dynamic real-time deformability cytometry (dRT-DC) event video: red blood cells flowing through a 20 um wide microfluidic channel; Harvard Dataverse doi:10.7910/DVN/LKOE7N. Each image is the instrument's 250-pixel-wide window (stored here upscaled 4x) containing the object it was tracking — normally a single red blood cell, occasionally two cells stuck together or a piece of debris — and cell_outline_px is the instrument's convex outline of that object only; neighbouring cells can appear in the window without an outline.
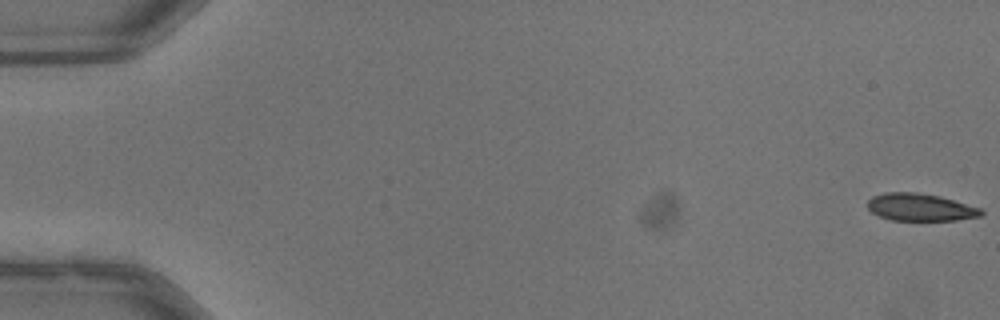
{"species": "common noctule bat (a hibernating species)", "species_latin": "Nyctalus noctula", "temperature_condition": "warm", "stored_images_in_passage": 53, "camera_frame_rate_fps": 3000, "um_per_image_px": 0.085, "animal": {"sex": "male", "body_mass_g": 13.3}, "frame": {"image": 1, "passage_image": 1, "time_ms": 0.0, "image_size_px": [1000, 320], "cell_outline_px": [[984, 212], [980, 216], [956, 220], [892, 220], [880, 216], [872, 212], [868, 208], [868, 200], [872, 196], [884, 192], [916, 192], [940, 196], [980, 208]], "centroid_in_image_um": [78.2, 17.61], "position_along_channel_um": 6.8, "area_um2": 18.03}}
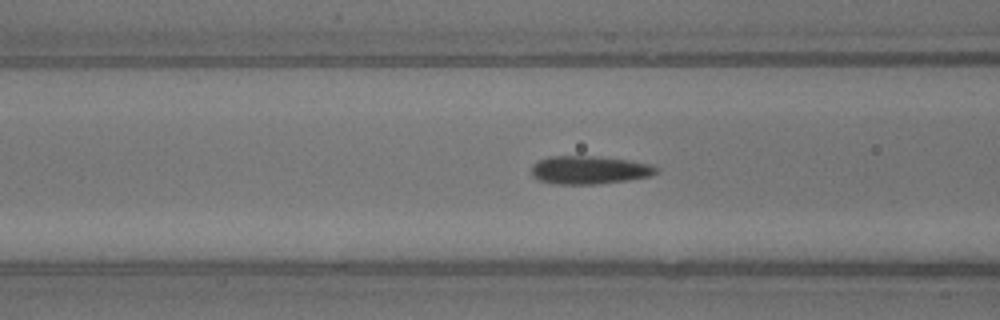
{"frame": {"image": 2, "passage_image": 22, "time_ms": 7.0, "image_size_px": [1000, 320], "cell_outline_px": [[660, 172], [648, 176], [628, 180], [596, 184], [552, 184], [536, 180], [532, 176], [532, 164], [548, 156], [592, 156], [628, 160], [652, 164], [660, 168]], "centroid_in_image_um": [50.09, 14.45], "position_along_channel_um": 116.5, "area_um2": 20.69}}
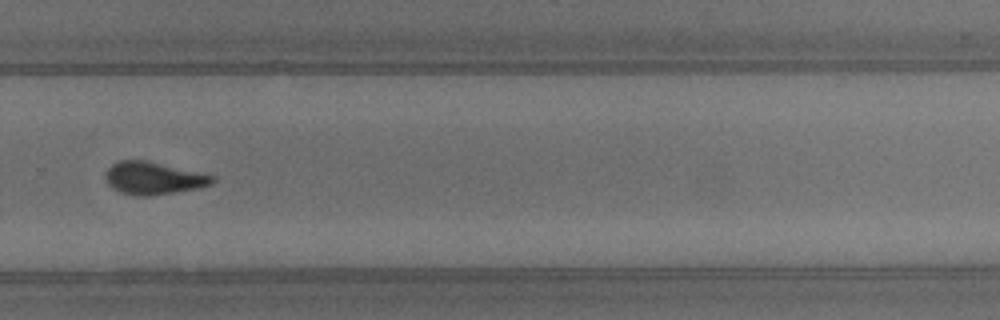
{"frame": {"image": 3, "passage_image": 37, "time_ms": 12.0, "image_size_px": [1000, 320], "cell_outline_px": [[216, 180], [212, 184], [200, 188], [148, 196], [140, 196], [120, 192], [112, 188], [108, 184], [104, 176], [108, 168], [112, 164], [120, 160], [148, 160], [204, 172], [216, 176]], "centroid_in_image_um": [13.1, 15.13], "position_along_channel_um": 316.7, "area_um2": 20.69}, "authors_computed_cell_mechanics": {"area_um2": 19.9988, "velocity_mm_per_s": 4.0227, "shape_relaxation_time_tau1_ms": 5.8154, "shape_relaxation_time_tau2_ms": 1.3479, "deformation_change_tau1": 0.1873, "deformation_change_tau2": 0.0766}}